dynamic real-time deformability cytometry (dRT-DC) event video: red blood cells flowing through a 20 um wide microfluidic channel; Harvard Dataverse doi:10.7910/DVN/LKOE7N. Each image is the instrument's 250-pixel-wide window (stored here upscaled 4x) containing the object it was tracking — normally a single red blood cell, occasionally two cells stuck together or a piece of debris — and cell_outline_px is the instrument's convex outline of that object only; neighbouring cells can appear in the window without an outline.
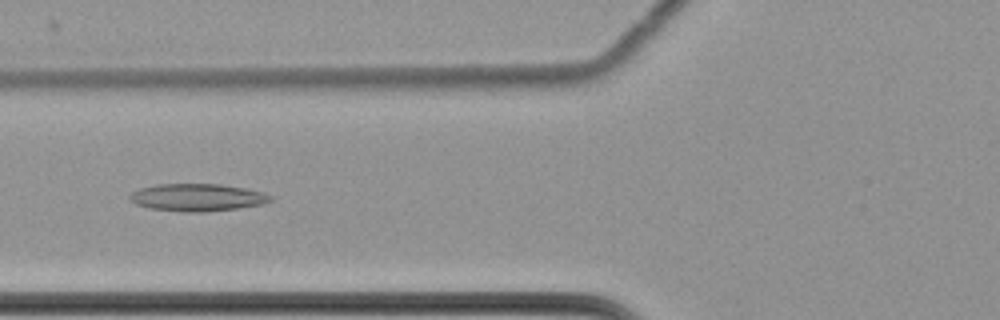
{"species": "common noctule bat (a hibernating species)", "species_latin": "Nyctalus noctula", "temperature_condition": "cold", "stored_images_in_passage": 62, "camera_frame_rate_fps": 3000, "um_per_image_px": 0.085, "animal": {"sex": "female", "body_mass_g": 22.7, "forearm_length_mm": 54.2}, "frame": {"image": 1, "passage_image": 26, "time_ms": 8.333, "image_size_px": [1000, 320], "cell_outline_px": [[272, 200], [264, 204], [240, 208], [204, 212], [184, 212], [148, 208], [136, 204], [128, 196], [132, 192], [140, 188], [156, 184], [220, 184], [244, 188], [264, 192], [272, 196]], "centroid_in_image_um": [16.79, 16.78], "position_along_channel_um": 109.0, "area_um2": 22.6}}
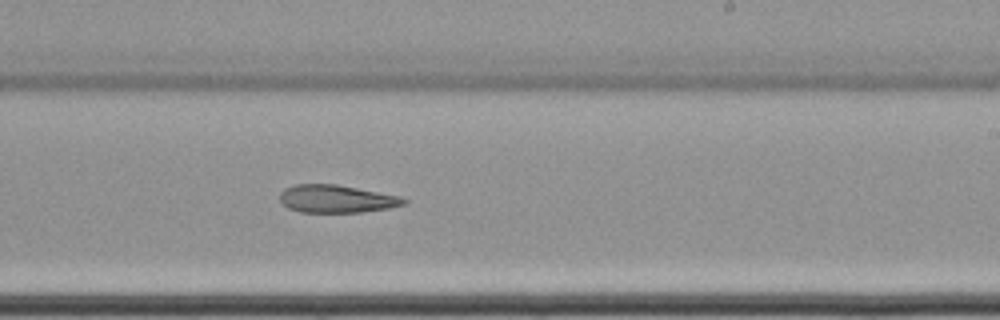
{"frame": {"image": 2, "passage_image": 39, "time_ms": 12.667, "image_size_px": [1000, 320], "cell_outline_px": [[408, 204], [388, 208], [360, 212], [300, 212], [288, 208], [280, 200], [280, 192], [284, 188], [296, 184], [336, 184], [400, 196], [408, 200]], "centroid_in_image_um": [28.61, 16.9], "position_along_channel_um": 260.4, "area_um2": 20.06}}
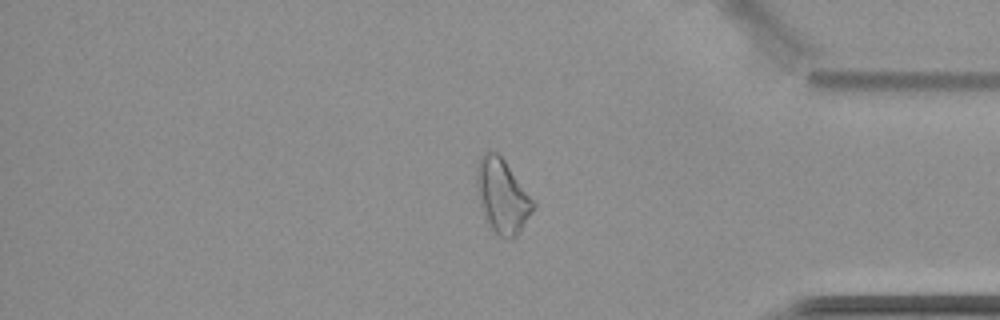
{"frame": {"image": 3, "passage_image": 52, "time_ms": 17.0, "image_size_px": [1000, 320], "cell_outline_px": [[536, 208], [520, 232], [512, 240], [508, 240], [500, 236], [488, 224], [484, 216], [480, 204], [476, 188], [476, 168], [480, 156], [488, 148], [496, 152], [504, 160], [536, 200]], "centroid_in_image_um": [42.72, 16.65], "position_along_channel_um": 392.5, "area_um2": 25.03}}